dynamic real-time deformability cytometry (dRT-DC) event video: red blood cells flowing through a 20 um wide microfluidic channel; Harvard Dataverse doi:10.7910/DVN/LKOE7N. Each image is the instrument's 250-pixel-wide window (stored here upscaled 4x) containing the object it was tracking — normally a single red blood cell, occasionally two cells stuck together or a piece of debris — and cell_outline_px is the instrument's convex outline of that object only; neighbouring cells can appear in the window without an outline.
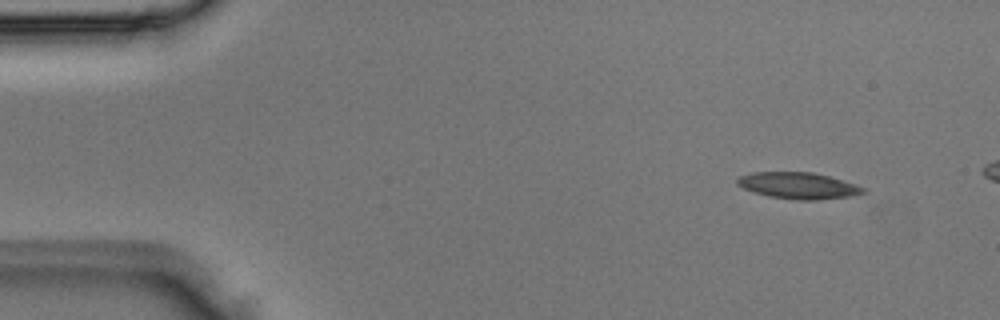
{"species": "Egyptian fruit bat (a non-hibernating species)", "species_latin": "Rousettus aegyptiacus", "temperature_condition": "room temperature", "stored_images_in_passage": 2, "camera_frame_rate_fps": 3000, "um_per_image_px": 0.085, "animal": {"sex": "male"}, "frame": {"image": 1, "passage_image": 1, "time_ms": 0.0, "image_size_px": [1000, 320], "cell_outline_px": [[868, 192], [852, 196], [816, 200], [800, 200], [768, 196], [744, 188], [736, 184], [736, 180], [740, 176], [752, 172], [812, 172], [828, 176], [856, 184], [868, 188]], "centroid_in_image_um": [67.92, 15.78], "position_along_channel_um": 17.1, "area_um2": 19.42}}